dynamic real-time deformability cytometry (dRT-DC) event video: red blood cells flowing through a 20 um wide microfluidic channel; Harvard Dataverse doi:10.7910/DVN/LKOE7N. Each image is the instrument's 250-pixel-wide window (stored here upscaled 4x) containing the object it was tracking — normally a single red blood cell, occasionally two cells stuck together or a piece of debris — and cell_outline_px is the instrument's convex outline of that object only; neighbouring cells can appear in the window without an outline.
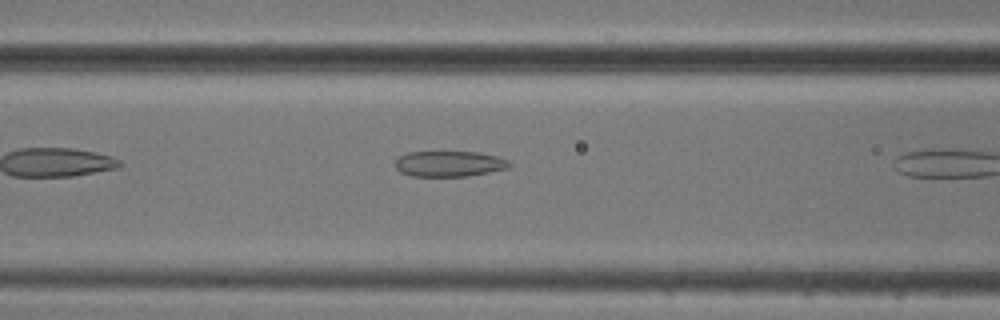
{"species": "common noctule bat (a hibernating species)", "species_latin": "Nyctalus noctula", "temperature_condition": "cold", "stored_images_in_passage": 7, "camera_frame_rate_fps": 3000, "um_per_image_px": 0.085, "animal": {"sex": "male", "body_mass_g": 20.5, "forearm_length_mm": 52.5}, "frame": {"image": 1, "passage_image": 5, "time_ms": 1.333, "image_size_px": [1000, 320], "cell_outline_px": [[512, 164], [508, 168], [468, 176], [412, 176], [400, 172], [396, 168], [396, 160], [400, 156], [408, 152], [480, 152], [496, 156], [508, 160]], "centroid_in_image_um": [38.19, 13.92], "position_along_channel_um": 128.4, "area_um2": 16.99}}